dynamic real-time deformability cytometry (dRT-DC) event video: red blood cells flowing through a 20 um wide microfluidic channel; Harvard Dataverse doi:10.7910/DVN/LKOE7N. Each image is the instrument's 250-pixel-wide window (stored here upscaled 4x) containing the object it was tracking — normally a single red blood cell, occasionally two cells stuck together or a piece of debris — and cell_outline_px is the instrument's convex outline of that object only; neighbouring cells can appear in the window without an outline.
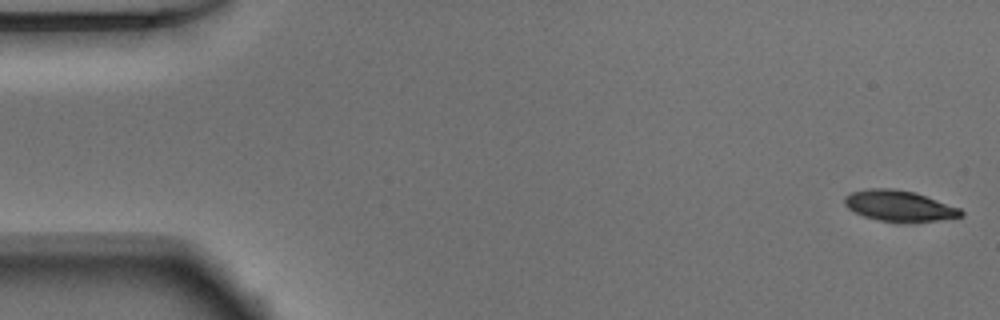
{"species": "Egyptian fruit bat (a non-hibernating species)", "species_latin": "Rousettus aegyptiacus", "temperature_condition": "warm", "stored_images_in_passage": 51, "camera_frame_rate_fps": 3000, "um_per_image_px": 0.085, "animal": {"sex": "male"}, "frame": {"image": 1, "passage_image": 1, "time_ms": 0.0, "image_size_px": [1000, 320], "cell_outline_px": [[964, 216], [940, 220], [876, 220], [864, 216], [848, 208], [844, 204], [844, 196], [852, 192], [868, 188], [892, 188], [916, 192], [960, 208], [964, 212]], "centroid_in_image_um": [76.43, 17.46], "position_along_channel_um": 8.6, "area_um2": 20.52}}
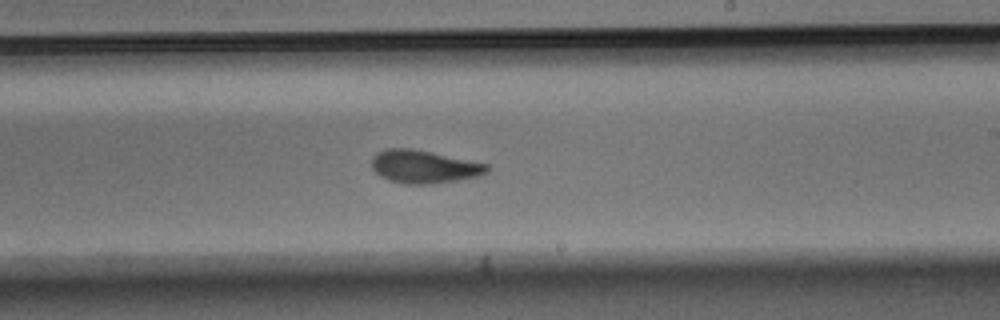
{"frame": {"image": 2, "passage_image": 30, "time_ms": 9.667, "image_size_px": [1000, 320], "cell_outline_px": [[488, 172], [480, 176], [460, 180], [432, 184], [404, 184], [388, 180], [380, 176], [372, 168], [372, 156], [376, 152], [388, 148], [412, 148], [432, 152], [488, 164]], "centroid_in_image_um": [36.03, 14.17], "position_along_channel_um": 253.0, "area_um2": 22.37}}
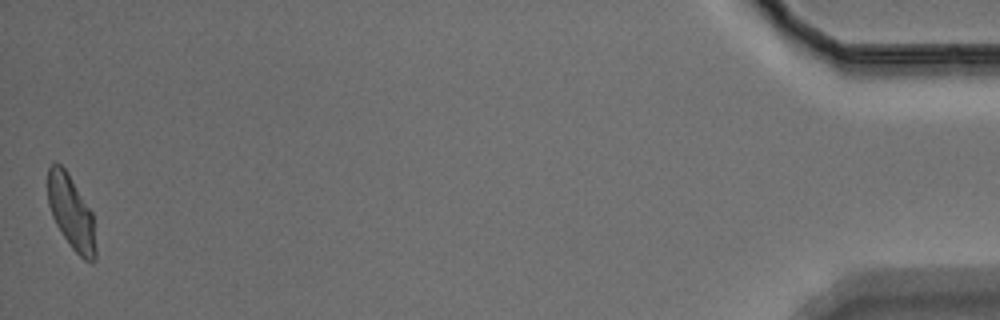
{"frame": {"image": 3, "passage_image": 51, "time_ms": 16.667, "image_size_px": [1000, 320], "cell_outline_px": [[96, 260], [92, 264], [84, 260], [72, 248], [56, 224], [52, 216], [48, 204], [48, 168], [52, 164], [60, 164], [68, 172], [92, 212], [96, 248]], "centroid_in_image_um": [6.07, 18.09], "position_along_channel_um": 429.1, "area_um2": 20.52}, "authors_computed_cell_mechanics": {"area_um2": 22.0796, "velocity_mm_per_s": 3.8809, "shape_relaxation_time_tau1_ms": 3.6931, "shape_relaxation_time_tau2_ms": 1.9301, "deformation_change_tau1": 0.1541, "deformation_change_tau2": 0.0808}}